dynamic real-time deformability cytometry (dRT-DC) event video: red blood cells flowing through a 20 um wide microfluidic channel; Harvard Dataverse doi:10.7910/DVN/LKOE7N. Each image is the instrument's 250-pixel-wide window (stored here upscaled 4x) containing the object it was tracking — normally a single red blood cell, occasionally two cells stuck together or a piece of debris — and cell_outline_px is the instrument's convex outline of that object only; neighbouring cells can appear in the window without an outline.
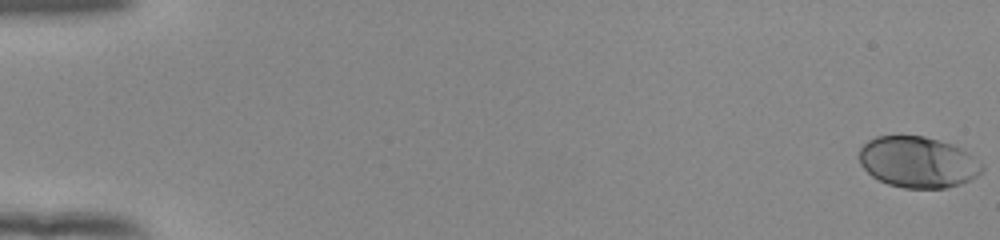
{"species": "human", "species_latin": "Homo sapiens", "temperature_condition": "room temperature", "stored_images_in_passage": 56, "camera_frame_rate_fps": 3000, "um_per_image_px": 0.085, "donor": {"sex": "female"}, "frame": {"image": 1, "passage_image": 1, "time_ms": 0.0, "image_size_px": [1000, 240], "cell_outline_px": [[984, 168], [976, 176], [960, 184], [944, 188], [904, 188], [888, 184], [872, 176], [860, 164], [860, 148], [868, 140], [876, 136], [924, 136], [952, 144], [968, 152], [984, 164]], "centroid_in_image_um": [78.03, 13.78], "position_along_channel_um": 7.0, "area_um2": 36.47}}
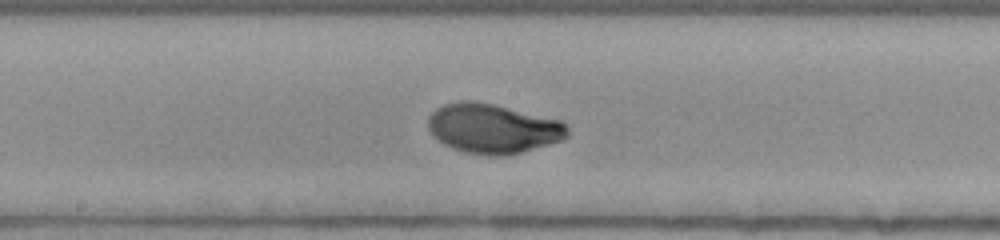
{"frame": {"image": 2, "passage_image": 32, "time_ms": 10.333, "image_size_px": [1000, 240], "cell_outline_px": [[568, 136], [560, 140], [548, 144], [520, 152], [500, 156], [488, 156], [464, 152], [452, 148], [444, 144], [428, 128], [428, 116], [436, 108], [444, 104], [456, 100], [472, 100], [492, 104], [560, 120], [568, 124]], "centroid_in_image_um": [41.88, 10.91], "position_along_channel_um": 206.3, "area_um2": 40.06}}
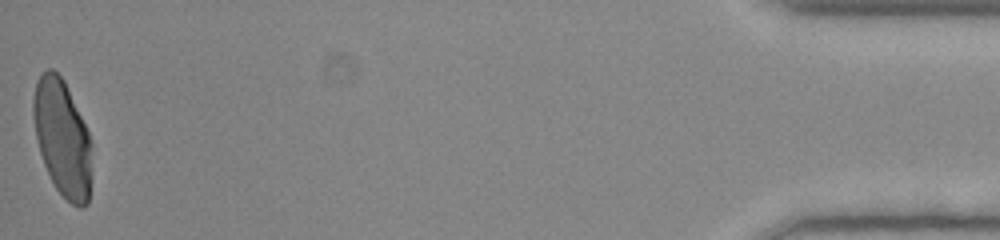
{"frame": {"image": 3, "passage_image": 56, "time_ms": 18.333, "image_size_px": [1000, 240], "cell_outline_px": [[88, 204], [84, 208], [80, 208], [72, 204], [56, 188], [44, 164], [40, 152], [36, 136], [32, 112], [32, 100], [36, 80], [40, 72], [48, 68], [52, 68], [64, 80], [88, 132]], "centroid_in_image_um": [5.22, 11.65], "position_along_channel_um": 430.0, "area_um2": 38.49}, "authors_computed_cell_mechanics": {"area_um2": 37.7723, "velocity_mm_per_s": 3.7833, "shape_relaxation_time_tau1_ms": 1.4795, "shape_relaxation_time_tau2_ms": null, "deformation_change_tau1": 0.0538, "deformation_change_tau2": null}}